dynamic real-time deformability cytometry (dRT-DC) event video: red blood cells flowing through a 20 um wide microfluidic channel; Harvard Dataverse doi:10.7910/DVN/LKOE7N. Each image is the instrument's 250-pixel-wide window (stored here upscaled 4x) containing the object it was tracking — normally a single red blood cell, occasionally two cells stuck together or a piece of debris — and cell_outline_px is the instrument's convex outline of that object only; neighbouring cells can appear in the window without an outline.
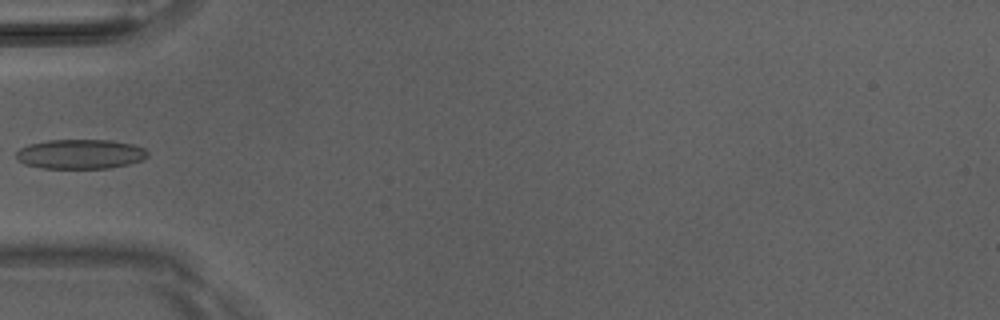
{"species": "Egyptian fruit bat (a non-hibernating species)", "species_latin": "Rousettus aegyptiacus", "temperature_condition": "room temperature", "stored_images_in_passage": 5, "camera_frame_rate_fps": 3000, "um_per_image_px": 0.085, "animal": {"sex": "male"}, "frame": {"image": 1, "passage_image": 4, "time_ms": 1.0, "image_size_px": [1000, 320], "cell_outline_px": [[148, 156], [144, 160], [112, 168], [44, 168], [24, 164], [16, 156], [16, 152], [20, 148], [28, 144], [48, 140], [108, 140], [132, 144], [144, 148], [148, 152]], "centroid_in_image_um": [6.85, 13.1], "position_along_channel_um": 78.2, "area_um2": 22.66}}